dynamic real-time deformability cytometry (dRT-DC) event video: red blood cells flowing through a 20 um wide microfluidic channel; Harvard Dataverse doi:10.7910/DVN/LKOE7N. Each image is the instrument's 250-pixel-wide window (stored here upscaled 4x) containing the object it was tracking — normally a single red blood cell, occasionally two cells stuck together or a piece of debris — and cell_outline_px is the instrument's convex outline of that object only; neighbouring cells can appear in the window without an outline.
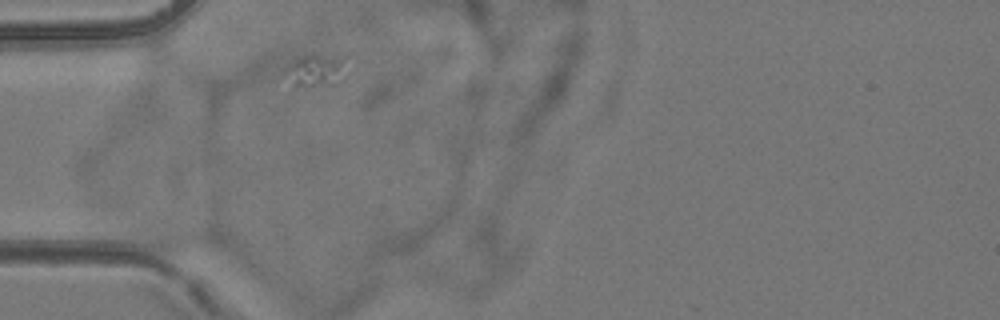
{"species": "common noctule bat (a hibernating species)", "species_latin": "Nyctalus noctula", "temperature_condition": "room temperature", "stored_images_in_passage": 1, "camera_frame_rate_fps": 3000, "um_per_image_px": 0.085, "animal": {"sex": "female", "body_mass_g": 24.6, "forearm_length_mm": 56.2}, "frame": {"image": 1, "passage_image": 1, "time_ms": 0.0, "image_size_px": [1000, 320], "cell_outline_px": [[344, 80], [332, 84], [296, 88], [280, 72], [288, 64], [300, 56], [316, 56], [336, 60], [344, 76]], "centroid_in_image_um": [26.58, 6.1], "position_along_channel_um": 58.4, "area_um2": 10.81}}